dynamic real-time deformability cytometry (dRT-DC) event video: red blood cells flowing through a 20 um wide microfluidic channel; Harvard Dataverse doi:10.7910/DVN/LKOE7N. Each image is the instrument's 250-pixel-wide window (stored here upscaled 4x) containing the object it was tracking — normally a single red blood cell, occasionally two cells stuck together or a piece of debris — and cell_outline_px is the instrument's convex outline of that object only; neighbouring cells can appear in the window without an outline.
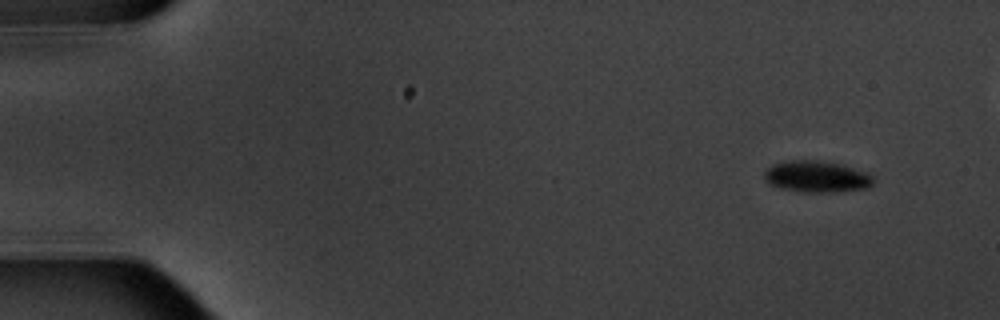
{"species": "common noctule bat (a hibernating species)", "species_latin": "Nyctalus noctula", "temperature_condition": "warm", "stored_images_in_passage": 5, "camera_frame_rate_fps": 3000, "um_per_image_px": 0.085, "animal": {"sex": "male", "body_mass_g": 20.1, "forearm_length_mm": 53.5}, "frame": {"image": 1, "passage_image": 1, "time_ms": 0.0, "image_size_px": [1000, 320], "cell_outline_px": [[872, 184], [868, 188], [836, 192], [804, 192], [780, 188], [772, 184], [764, 176], [764, 172], [772, 164], [792, 160], [820, 160], [840, 164], [864, 172], [872, 176]], "centroid_in_image_um": [69.41, 15.01], "position_along_channel_um": 15.6, "area_um2": 19.71}}